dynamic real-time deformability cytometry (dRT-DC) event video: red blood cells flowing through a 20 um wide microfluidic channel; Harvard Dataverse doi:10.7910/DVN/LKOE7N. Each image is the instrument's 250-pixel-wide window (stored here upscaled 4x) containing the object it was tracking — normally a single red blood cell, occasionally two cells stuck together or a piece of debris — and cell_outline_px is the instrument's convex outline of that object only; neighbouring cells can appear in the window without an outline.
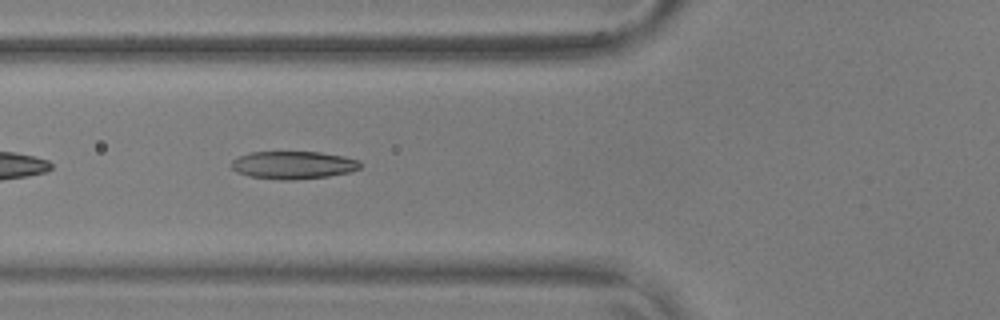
{"species": "common noctule bat (a hibernating species)", "species_latin": "Nyctalus noctula", "temperature_condition": "warm", "stored_images_in_passage": 16, "camera_frame_rate_fps": 3000, "um_per_image_px": 0.085, "animal": {"sex": "male", "body_mass_g": 17.9, "forearm_length_mm": 54.2}, "frame": {"image": 1, "passage_image": 5, "time_ms": 1.333, "image_size_px": [1000, 320], "cell_outline_px": [[364, 164], [360, 168], [348, 172], [328, 176], [296, 180], [280, 180], [248, 176], [236, 172], [232, 168], [232, 160], [240, 156], [252, 152], [320, 152], [344, 156], [360, 160]], "centroid_in_image_um": [24.96, 14.03], "position_along_channel_um": 100.8, "area_um2": 20.98}}